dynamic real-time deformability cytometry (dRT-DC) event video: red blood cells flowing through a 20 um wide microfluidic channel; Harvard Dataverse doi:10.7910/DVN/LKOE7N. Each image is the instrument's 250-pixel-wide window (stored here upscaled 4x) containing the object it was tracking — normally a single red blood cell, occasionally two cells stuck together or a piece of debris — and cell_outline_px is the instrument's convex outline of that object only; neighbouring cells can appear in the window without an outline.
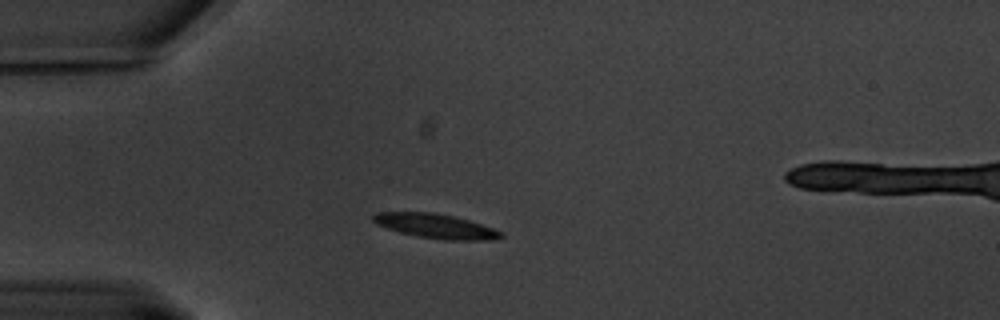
{"species": "common noctule bat (a hibernating species)", "species_latin": "Nyctalus noctula", "temperature_condition": "warm", "stored_images_in_passage": 48, "camera_frame_rate_fps": 3000, "um_per_image_px": 0.085, "animal": {"sex": "male", "body_mass_g": 20.1, "forearm_length_mm": 53.5}, "frame": {"image": 1, "passage_image": 1, "time_ms": 0.0, "image_size_px": [1000, 320], "cell_outline_px": [[504, 236], [492, 240], [444, 240], [416, 236], [400, 232], [376, 224], [372, 220], [372, 216], [376, 212], [436, 212], [468, 220], [504, 232]], "centroid_in_image_um": [37.03, 19.22], "position_along_channel_um": 48.0, "area_um2": 18.21}}
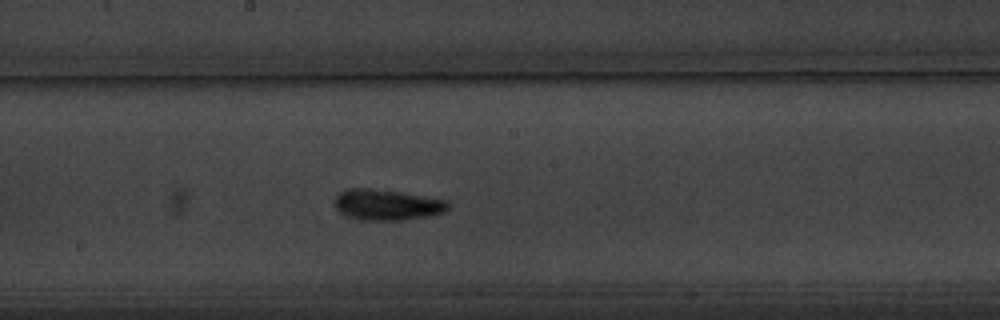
{"frame": {"image": 2, "passage_image": 18, "time_ms": 5.667, "image_size_px": [1000, 320], "cell_outline_px": [[448, 208], [444, 212], [428, 216], [404, 220], [360, 220], [348, 216], [340, 212], [336, 208], [336, 196], [340, 192], [348, 188], [368, 188], [400, 192], [444, 200], [448, 204]], "centroid_in_image_um": [32.86, 17.41], "position_along_channel_um": 215.3, "area_um2": 20.06}}
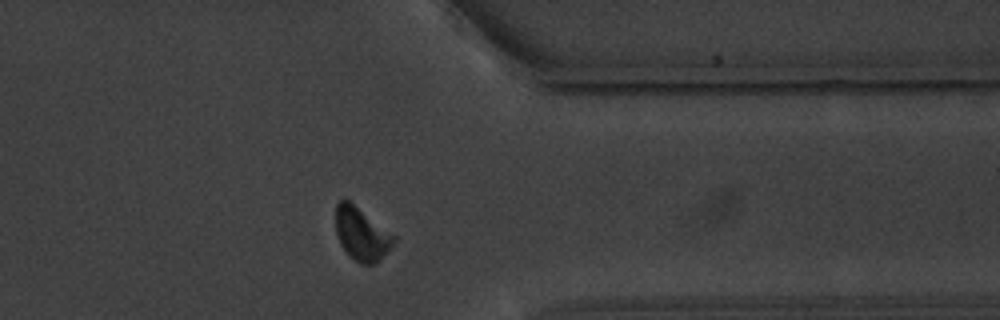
{"frame": {"image": 3, "passage_image": 34, "time_ms": 11.0, "image_size_px": [1000, 320], "cell_outline_px": [[396, 240], [388, 252], [376, 264], [360, 264], [348, 256], [340, 244], [336, 232], [336, 204], [340, 200], [348, 200], [396, 236]], "centroid_in_image_um": [30.74, 19.93], "position_along_channel_um": 380.7, "area_um2": 17.98}, "authors_computed_cell_mechanics": {"area_um2": 18.1203, "velocity_mm_per_s": 3.2409, "shape_relaxation_time_tau1_ms": 3.1891, "shape_relaxation_time_tau2_ms": 4.0833, "deformation_change_tau1": 0.1233, "deformation_change_tau2": 0.0906}}